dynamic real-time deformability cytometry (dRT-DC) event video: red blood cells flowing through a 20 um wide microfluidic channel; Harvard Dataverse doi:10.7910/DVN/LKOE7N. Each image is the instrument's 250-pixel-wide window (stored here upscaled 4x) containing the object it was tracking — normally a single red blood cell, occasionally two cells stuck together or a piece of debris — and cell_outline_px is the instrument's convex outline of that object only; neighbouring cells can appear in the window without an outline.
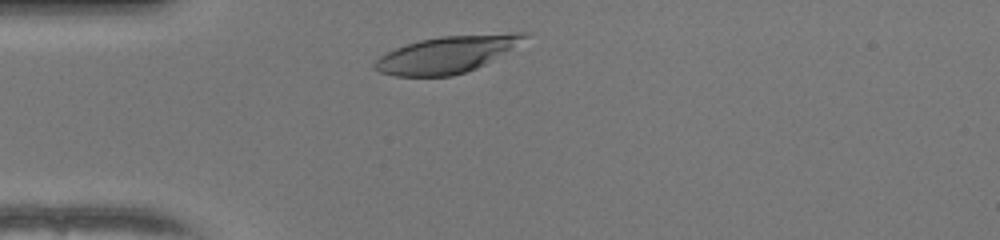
{"species": "human", "species_latin": "Homo sapiens", "temperature_condition": "warm", "stored_images_in_passage": 31, "camera_frame_rate_fps": 3000, "um_per_image_px": 0.085, "donor": {"sex": "female"}, "frame": {"image": 1, "passage_image": 3, "time_ms": 0.667, "image_size_px": [1000, 240], "cell_outline_px": [[532, 32], [528, 36], [484, 64], [476, 68], [452, 76], [396, 76], [380, 72], [372, 68], [372, 64], [380, 56], [396, 48], [420, 40], [440, 36], [512, 32]], "centroid_in_image_um": [37.92, 4.62], "position_along_channel_um": 47.1, "area_um2": 31.62}}
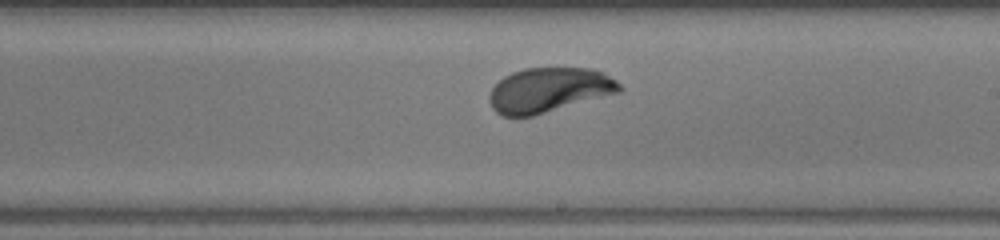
{"frame": {"image": 2, "passage_image": 19, "time_ms": 6.0, "image_size_px": [1000, 240], "cell_outline_px": [[624, 88], [620, 92], [532, 116], [500, 116], [492, 108], [488, 100], [488, 96], [492, 88], [504, 76], [512, 72], [524, 68], [592, 68], [604, 72], [616, 80]], "centroid_in_image_um": [46.66, 7.65], "position_along_channel_um": 242.3, "area_um2": 33.99}}
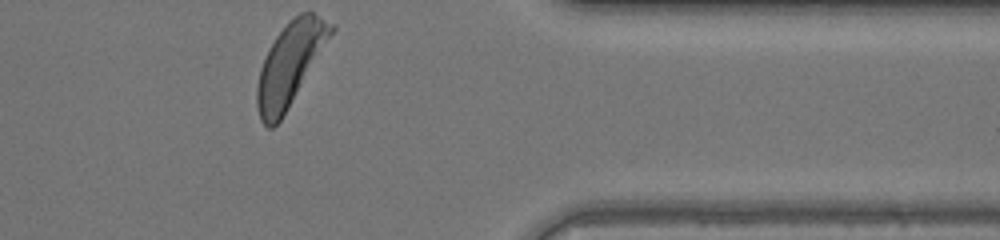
{"frame": {"image": 3, "passage_image": 31, "time_ms": 10.0, "image_size_px": [1000, 240], "cell_outline_px": [[336, 28], [280, 120], [272, 128], [268, 128], [260, 120], [256, 104], [256, 88], [260, 68], [268, 48], [276, 36], [300, 12], [312, 12], [336, 24]], "centroid_in_image_um": [24.64, 5.44], "position_along_channel_um": 386.8, "area_um2": 34.85}, "authors_computed_cell_mechanics": {"area_um2": 33.7552, "velocity_mm_per_s": 4.0216, "shape_relaxation_time_tau1_ms": 2.2128, "shape_relaxation_time_tau2_ms": null, "deformation_change_tau1": 0.1524, "deformation_change_tau2": null}}